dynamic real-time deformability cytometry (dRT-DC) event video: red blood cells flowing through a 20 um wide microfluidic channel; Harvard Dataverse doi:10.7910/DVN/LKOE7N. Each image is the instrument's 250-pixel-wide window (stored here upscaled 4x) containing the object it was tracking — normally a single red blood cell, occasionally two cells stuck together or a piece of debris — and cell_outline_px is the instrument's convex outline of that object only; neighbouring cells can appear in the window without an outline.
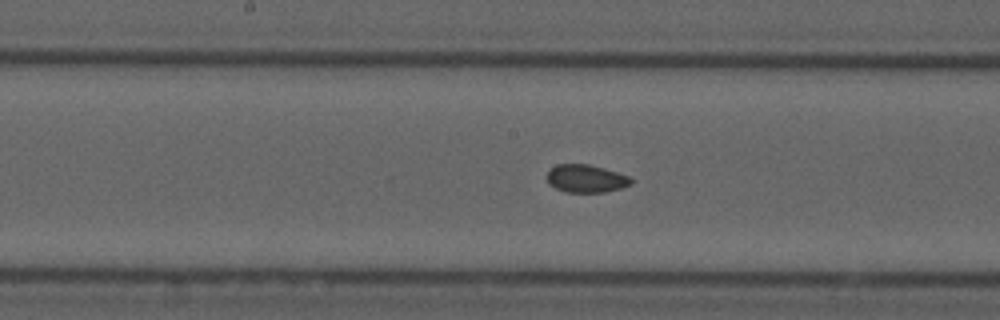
{"species": "common noctule bat (a hibernating species)", "species_latin": "Nyctalus noctula", "temperature_condition": "cold", "stored_images_in_passage": 42, "segment_of_instrument_passage": [2, 2], "camera_frame_rate_fps": 3000, "um_per_image_px": 0.085, "animal": {"sex": "male", "forearm_length_mm": 52.5}, "frame": {"image": 1, "passage_image": 24, "time_ms": 7.667, "image_size_px": [1000, 320], "cell_outline_px": [[628, 184], [612, 188], [588, 192], [580, 192], [560, 188], [552, 184], [548, 180], [548, 176], [552, 168], [568, 164], [576, 164], [596, 168], [620, 176], [628, 180]], "centroid_in_image_um": [49.65, 15.17], "position_along_channel_um": 198.6, "area_um2": 11.27}}
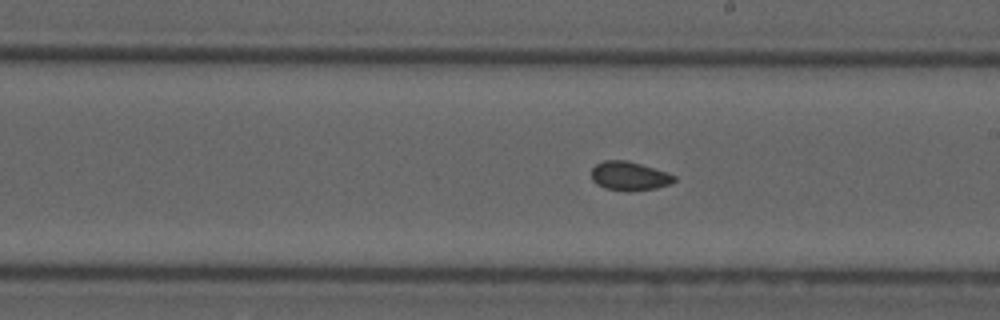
{"frame": {"image": 2, "passage_image": 27, "time_ms": 8.667, "image_size_px": [1000, 320], "cell_outline_px": [[672, 180], [664, 184], [648, 188], [612, 188], [600, 184], [592, 176], [592, 172], [600, 164], [632, 164], [660, 172], [672, 176]], "centroid_in_image_um": [53.46, 15.0], "position_along_channel_um": 235.5, "area_um2": 10.75}}
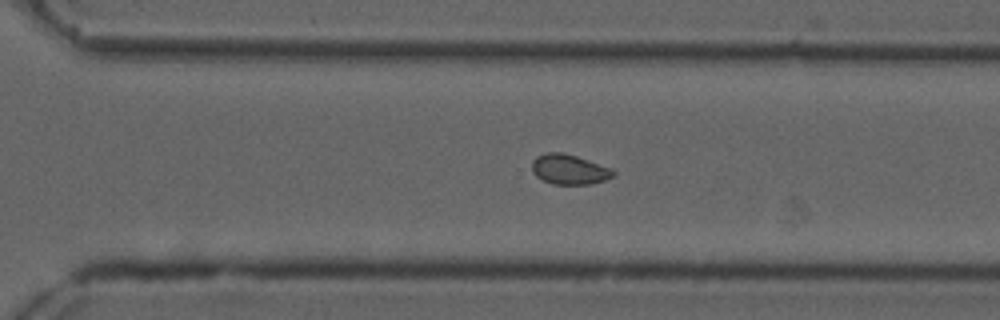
{"frame": {"image": 3, "passage_image": 34, "time_ms": 11.0, "image_size_px": [1000, 320], "cell_outline_px": [[612, 172], [608, 176], [600, 180], [576, 184], [564, 184], [548, 180], [540, 176], [536, 172], [536, 160], [540, 156], [572, 156]], "centroid_in_image_um": [48.36, 14.46], "position_along_channel_um": 322.2, "area_um2": 11.16}}